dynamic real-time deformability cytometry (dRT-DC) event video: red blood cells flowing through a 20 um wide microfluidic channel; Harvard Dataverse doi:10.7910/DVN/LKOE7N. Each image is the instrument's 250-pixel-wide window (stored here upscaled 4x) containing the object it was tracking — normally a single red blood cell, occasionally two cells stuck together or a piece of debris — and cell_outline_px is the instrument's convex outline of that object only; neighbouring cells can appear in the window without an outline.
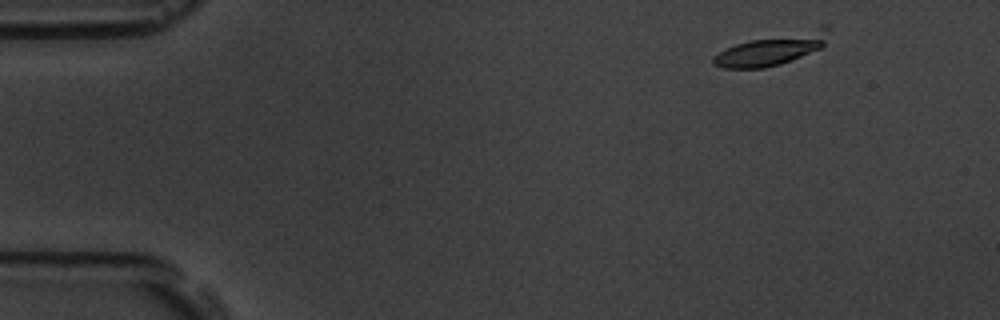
{"species": "common noctule bat (a hibernating species)", "species_latin": "Nyctalus noctula", "temperature_condition": "room temperature", "stored_images_in_passage": 5, "camera_frame_rate_fps": 3000, "um_per_image_px": 0.085, "animal": {"sex": "male", "body_mass_g": 19.5, "forearm_length_mm": 54.6}, "frame": {"image": 1, "passage_image": 2, "time_ms": 1.0, "image_size_px": [1000, 320], "cell_outline_px": [[828, 28], [824, 44], [820, 48], [780, 64], [764, 68], [724, 68], [712, 64], [712, 56], [736, 44], [752, 40], [820, 24], [828, 24]], "centroid_in_image_um": [65.66, 4.15], "position_along_channel_um": 19.3, "area_um2": 20.92}}
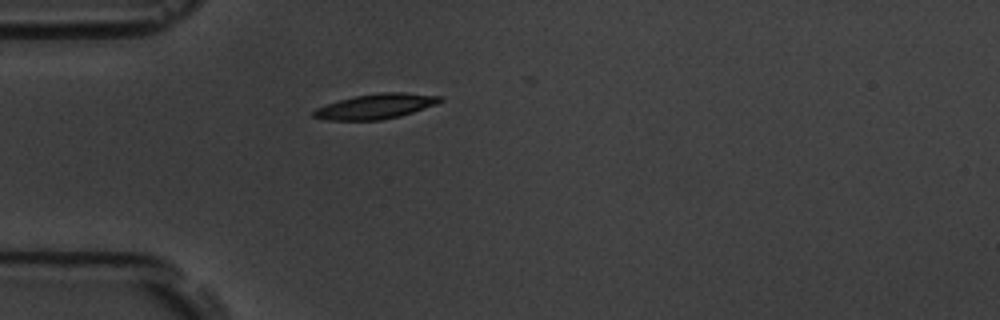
{"frame": {"image": 2, "passage_image": 5, "time_ms": 4.333, "image_size_px": [1000, 320], "cell_outline_px": [[444, 100], [436, 104], [400, 116], [380, 120], [328, 120], [312, 116], [312, 112], [316, 108], [352, 96], [380, 92], [404, 92], [440, 96]], "centroid_in_image_um": [31.94, 9.03], "position_along_channel_um": 53.1, "area_um2": 18.32}}